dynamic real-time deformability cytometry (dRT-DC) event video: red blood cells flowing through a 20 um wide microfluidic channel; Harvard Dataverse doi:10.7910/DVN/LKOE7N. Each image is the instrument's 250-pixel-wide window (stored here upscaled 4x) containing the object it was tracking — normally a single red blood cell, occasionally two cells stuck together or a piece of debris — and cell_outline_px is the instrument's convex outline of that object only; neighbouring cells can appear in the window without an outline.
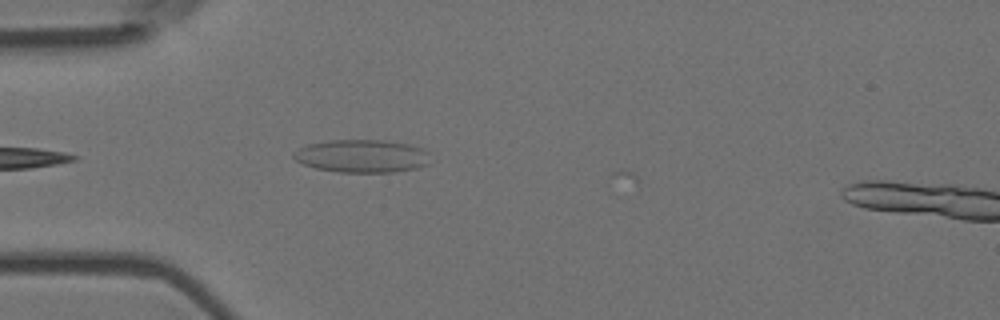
{"species": "Egyptian fruit bat (a non-hibernating species)", "species_latin": "Rousettus aegyptiacus", "temperature_condition": "room temperature", "stored_images_in_passage": 37, "camera_frame_rate_fps": 3000, "um_per_image_px": 0.085, "animal": {"sex": "female"}, "frame": {"image": 1, "passage_image": 13, "time_ms": 4.0, "image_size_px": [1000, 320], "cell_outline_px": [[428, 164], [416, 168], [396, 172], [340, 172], [316, 168], [304, 164], [296, 160], [292, 156], [292, 152], [308, 144], [328, 140], [380, 140], [408, 144], [424, 148], [428, 152]], "centroid_in_image_um": [30.76, 13.26], "position_along_channel_um": 54.2, "area_um2": 26.18}}
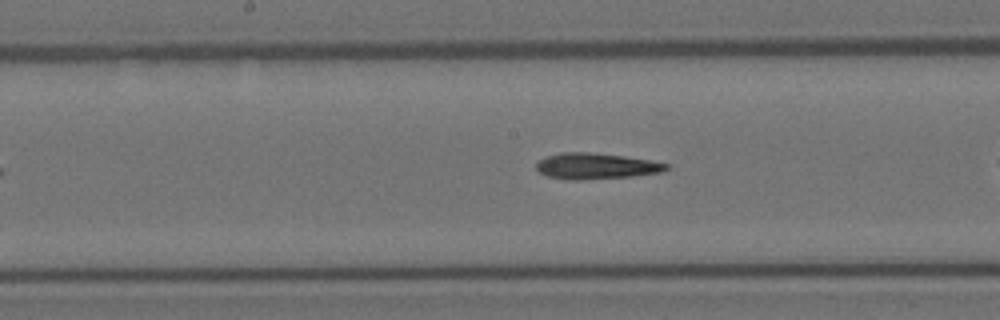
{"frame": {"image": 2, "passage_image": 22, "time_ms": 7.0, "image_size_px": [1000, 320], "cell_outline_px": [[668, 168], [660, 172], [632, 176], [580, 180], [572, 180], [548, 176], [540, 172], [536, 168], [536, 164], [544, 156], [560, 152], [592, 152], [624, 156], [648, 160], [668, 164]], "centroid_in_image_um": [50.61, 14.1], "position_along_channel_um": 197.6, "area_um2": 19.54}}
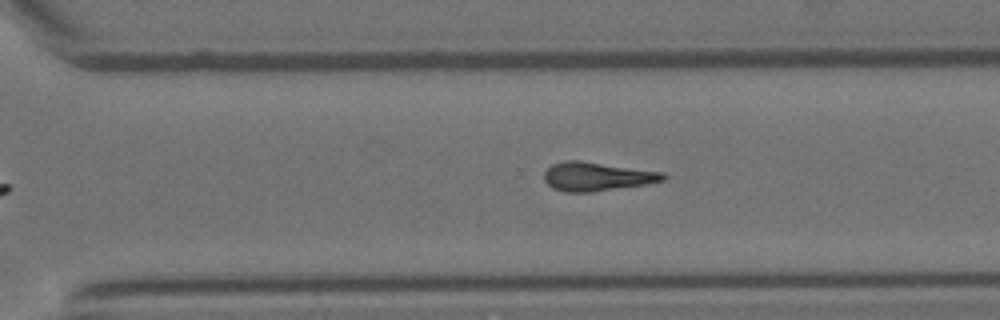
{"frame": {"image": 3, "passage_image": 32, "time_ms": 10.333, "image_size_px": [1000, 320], "cell_outline_px": [[668, 176], [664, 180], [648, 184], [592, 192], [564, 192], [552, 188], [544, 180], [544, 172], [552, 164], [564, 160], [580, 160], [664, 172]], "centroid_in_image_um": [50.74, 15.0], "position_along_channel_um": 319.9, "area_um2": 20.17}}